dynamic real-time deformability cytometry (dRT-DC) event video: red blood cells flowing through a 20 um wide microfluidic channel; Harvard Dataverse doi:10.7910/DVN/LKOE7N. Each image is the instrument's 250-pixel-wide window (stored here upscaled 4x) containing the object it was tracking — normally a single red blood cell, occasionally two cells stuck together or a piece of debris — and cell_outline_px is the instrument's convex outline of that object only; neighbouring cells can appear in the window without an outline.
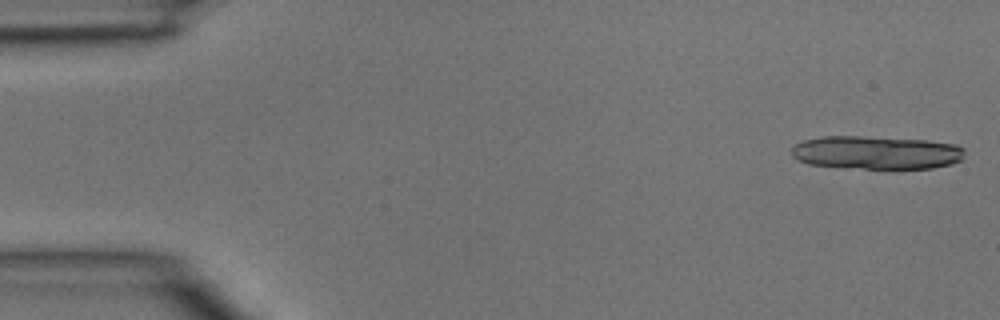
{"species": "common noctule bat (a hibernating species)", "species_latin": "Nyctalus noctula", "temperature_condition": "room temperature", "stored_images_in_passage": 18, "camera_frame_rate_fps": 3000, "um_per_image_px": 0.085, "animal": {"sex": "male", "body_mass_g": 15.6}, "frame": {"image": 1, "passage_image": 1, "time_ms": 0.0, "image_size_px": [1000, 320], "cell_outline_px": [[964, 160], [952, 164], [932, 168], [864, 168], [808, 164], [796, 160], [792, 156], [792, 148], [796, 144], [804, 140], [824, 136], [860, 136], [928, 140], [956, 144], [964, 148]], "centroid_in_image_um": [74.53, 12.96], "position_along_channel_um": 10.5, "area_um2": 33.64}}
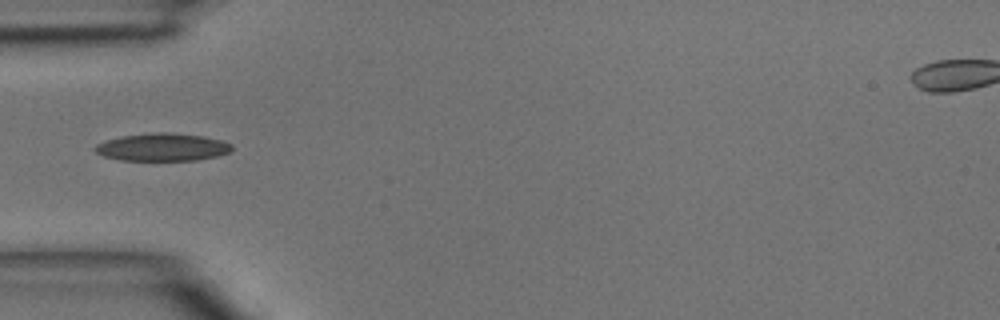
{"frame": {"image": 2, "passage_image": 14, "time_ms": 4.333, "image_size_px": [1000, 320], "cell_outline_px": [[232, 152], [216, 156], [196, 160], [120, 160], [104, 156], [96, 152], [92, 148], [96, 144], [120, 136], [160, 132], [168, 132], [204, 136], [220, 140], [232, 144]], "centroid_in_image_um": [13.81, 12.51], "position_along_channel_um": 71.2, "area_um2": 22.02}}